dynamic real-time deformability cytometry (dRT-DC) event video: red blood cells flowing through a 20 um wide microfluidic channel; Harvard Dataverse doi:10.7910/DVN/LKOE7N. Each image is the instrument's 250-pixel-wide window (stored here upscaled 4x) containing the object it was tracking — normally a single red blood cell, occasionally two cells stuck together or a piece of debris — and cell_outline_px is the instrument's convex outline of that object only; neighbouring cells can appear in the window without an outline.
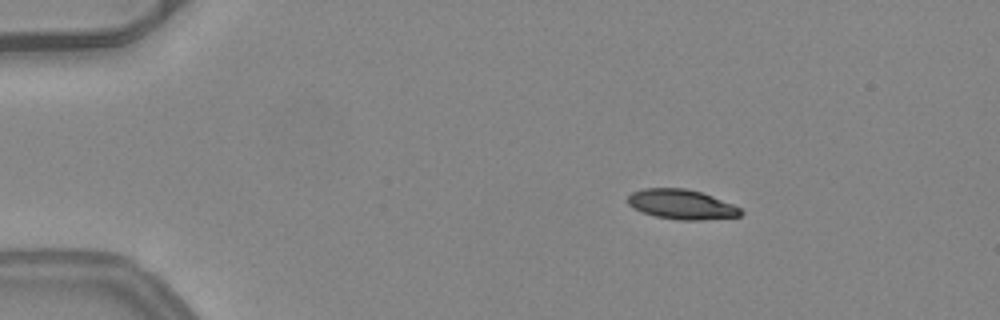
{"species": "common noctule bat (a hibernating species)", "species_latin": "Nyctalus noctula", "temperature_condition": "warm", "stored_images_in_passage": 43, "camera_frame_rate_fps": 3000, "um_per_image_px": 0.085, "animal": {"sex": "female", "body_mass_g": 24.6, "forearm_length_mm": 56.2}, "frame": {"image": 1, "passage_image": 1, "time_ms": 0.0, "image_size_px": [1000, 320], "cell_outline_px": [[744, 212], [740, 216], [700, 220], [680, 220], [656, 216], [640, 212], [632, 208], [628, 204], [628, 196], [632, 192], [644, 188], [684, 188], [700, 192], [712, 196], [732, 204], [740, 208]], "centroid_in_image_um": [57.9, 17.37], "position_along_channel_um": 27.1, "area_um2": 19.54}}
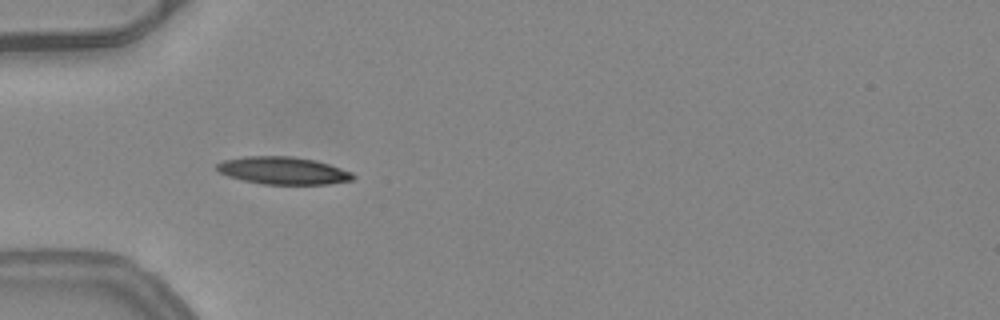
{"frame": {"image": 2, "passage_image": 9, "time_ms": 2.667, "image_size_px": [1000, 320], "cell_outline_px": [[356, 176], [352, 180], [328, 184], [264, 184], [244, 180], [228, 176], [220, 172], [216, 168], [216, 164], [224, 160], [244, 156], [292, 156], [316, 160], [352, 172]], "centroid_in_image_um": [24.07, 14.49], "position_along_channel_um": 60.9, "area_um2": 21.73}}
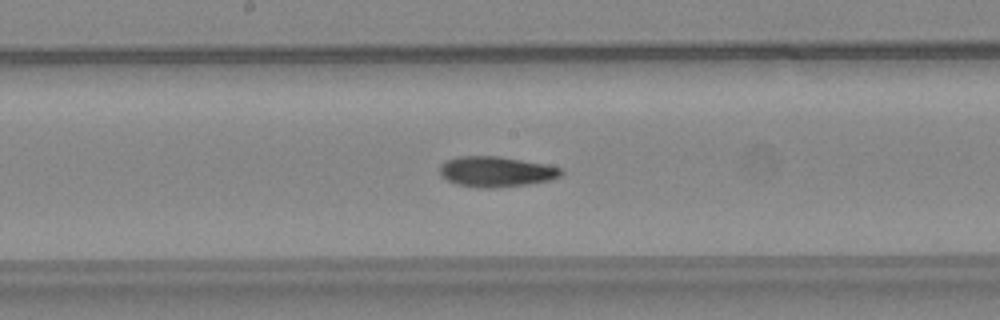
{"frame": {"image": 3, "passage_image": 20, "time_ms": 6.333, "image_size_px": [1000, 320], "cell_outline_px": [[564, 172], [560, 176], [548, 180], [528, 184], [492, 188], [480, 188], [456, 184], [440, 176], [440, 164], [456, 156], [500, 156], [544, 164], [560, 168]], "centroid_in_image_um": [42.13, 14.59], "position_along_channel_um": 206.1, "area_um2": 21.44}, "authors_computed_cell_mechanics": {"area_um2": 21.0392, "velocity_mm_per_s": 4.0604, "shape_relaxation_time_tau1_ms": null, "shape_relaxation_time_tau2_ms": 3.5187, "deformation_change_tau1": null, "deformation_change_tau2": 0.1026}}